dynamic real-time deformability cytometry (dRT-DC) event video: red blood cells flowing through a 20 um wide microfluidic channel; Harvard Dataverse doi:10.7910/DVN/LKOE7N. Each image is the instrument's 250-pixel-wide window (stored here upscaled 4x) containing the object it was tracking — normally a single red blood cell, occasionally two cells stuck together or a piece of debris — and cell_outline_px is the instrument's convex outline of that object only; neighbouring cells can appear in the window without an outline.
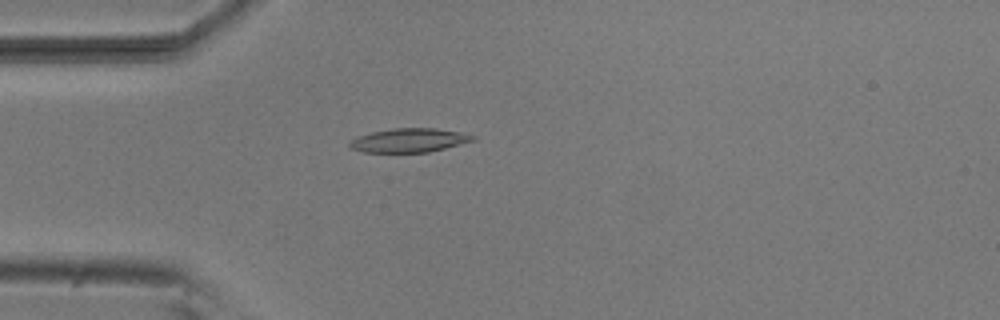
{"species": "common noctule bat (a hibernating species)", "species_latin": "Nyctalus noctula", "temperature_condition": "room temperature", "stored_images_in_passage": 52, "camera_frame_rate_fps": 3000, "um_per_image_px": 0.085, "animal": {"sex": "male", "body_mass_g": 20.5, "forearm_length_mm": 52.5}, "frame": {"image": 1, "passage_image": 14, "time_ms": 4.333, "image_size_px": [1000, 320], "cell_outline_px": [[476, 140], [428, 152], [364, 152], [348, 148], [348, 144], [356, 136], [372, 132], [392, 128], [436, 128], [460, 132], [476, 136]], "centroid_in_image_um": [34.75, 11.92], "position_along_channel_um": 50.2, "area_um2": 17.17}}
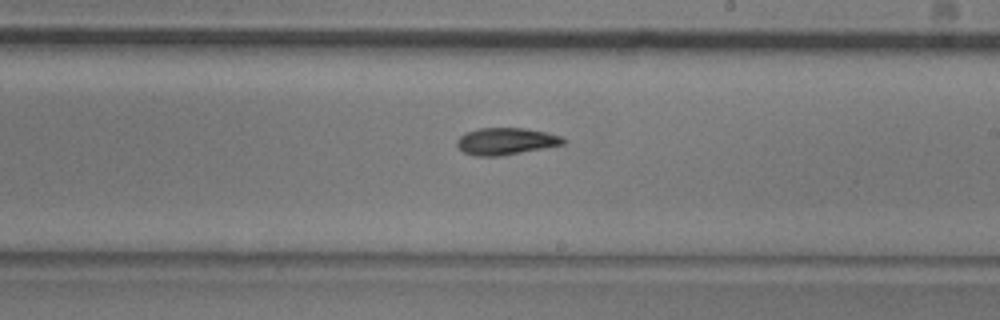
{"frame": {"image": 2, "passage_image": 30, "time_ms": 9.667, "image_size_px": [1000, 320], "cell_outline_px": [[564, 144], [500, 156], [476, 156], [464, 152], [456, 144], [456, 140], [464, 132], [480, 128], [524, 128], [544, 132], [560, 136], [564, 140]], "centroid_in_image_um": [42.94, 12.0], "position_along_channel_um": 246.1, "area_um2": 16.47}}
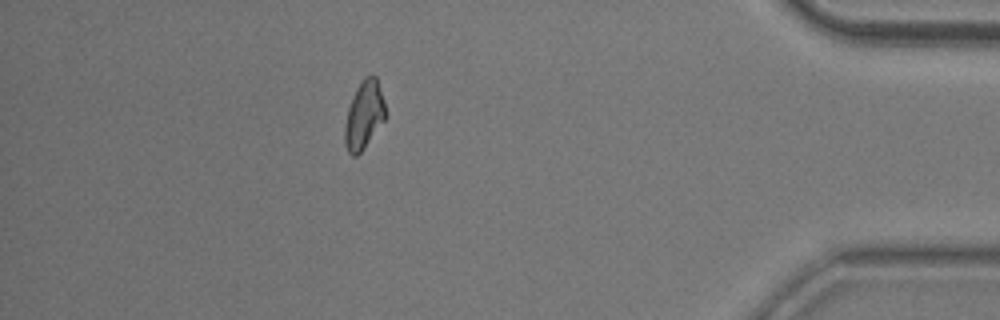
{"frame": {"image": 3, "passage_image": 46, "time_ms": 15.0, "image_size_px": [1000, 320], "cell_outline_px": [[384, 120], [360, 152], [356, 156], [352, 156], [348, 152], [344, 144], [344, 124], [348, 108], [356, 88], [364, 76], [376, 76], [384, 100]], "centroid_in_image_um": [30.9, 9.77], "position_along_channel_um": 404.3, "area_um2": 15.84}, "authors_computed_cell_mechanics": {"area_um2": 16.3574, "velocity_mm_per_s": 3.8278, "shape_relaxation_time_tau1_ms": 4.8621, "shape_relaxation_time_tau2_ms": 10.9053, "deformation_change_tau1": 0.179, "deformation_change_tau2": 0.1872}}